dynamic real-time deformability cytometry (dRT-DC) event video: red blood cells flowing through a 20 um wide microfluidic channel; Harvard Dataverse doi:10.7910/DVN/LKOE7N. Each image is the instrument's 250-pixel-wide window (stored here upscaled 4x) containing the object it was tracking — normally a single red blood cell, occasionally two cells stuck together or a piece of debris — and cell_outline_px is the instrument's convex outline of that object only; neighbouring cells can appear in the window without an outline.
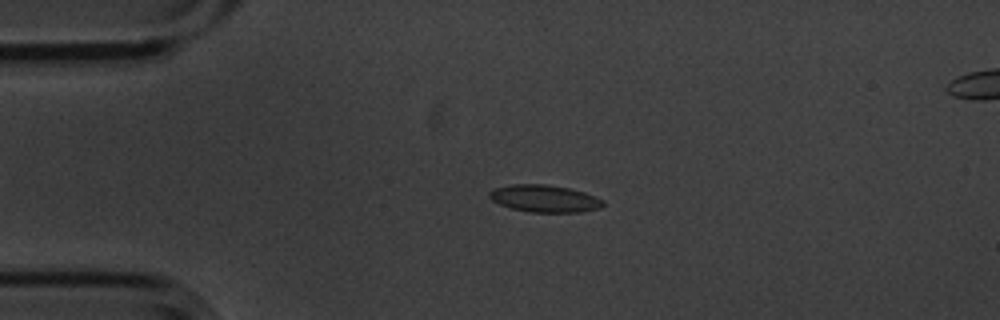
{"species": "common noctule bat (a hibernating species)", "species_latin": "Nyctalus noctula", "temperature_condition": "cold", "stored_images_in_passage": 4, "camera_frame_rate_fps": 3000, "um_per_image_px": 0.085, "animal": {"sex": "male", "body_mass_g": 20.1, "forearm_length_mm": 53.5}, "frame": {"image": 1, "passage_image": 2, "time_ms": 0.333, "image_size_px": [1000, 320], "cell_outline_px": [[604, 204], [600, 208], [580, 212], [528, 212], [512, 208], [500, 204], [492, 200], [488, 196], [488, 192], [496, 188], [512, 184], [548, 184], [568, 188], [584, 192], [604, 200]], "centroid_in_image_um": [46.29, 16.87], "position_along_channel_um": 38.7, "area_um2": 17.98}}
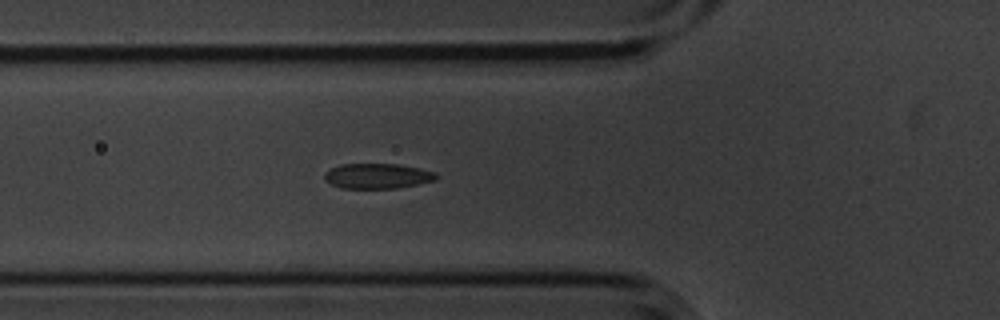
{"frame": {"image": 2, "passage_image": 4, "time_ms": 1.0, "image_size_px": [1000, 320], "cell_outline_px": [[436, 180], [396, 188], [340, 188], [324, 180], [324, 172], [340, 164], [396, 164], [420, 168], [436, 172]], "centroid_in_image_um": [32.05, 14.96], "position_along_channel_um": 93.7, "area_um2": 16.3}}